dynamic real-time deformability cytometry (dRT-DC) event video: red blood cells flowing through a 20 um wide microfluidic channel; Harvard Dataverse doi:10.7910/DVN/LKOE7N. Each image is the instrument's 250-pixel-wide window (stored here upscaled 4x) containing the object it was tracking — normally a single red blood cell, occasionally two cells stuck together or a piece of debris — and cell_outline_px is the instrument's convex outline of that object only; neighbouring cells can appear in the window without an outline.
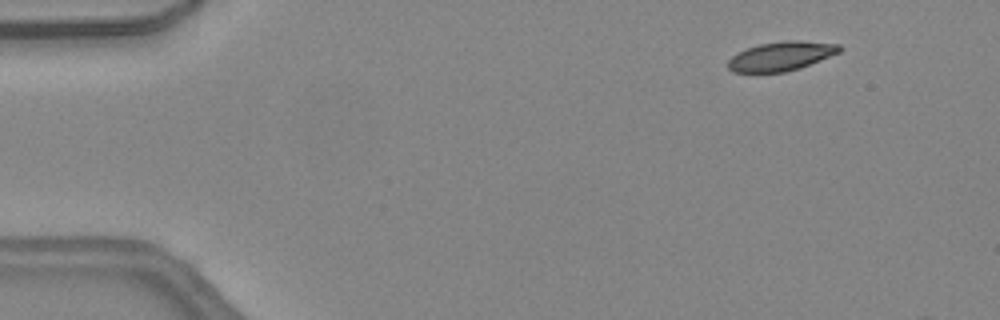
{"species": "common noctule bat (a hibernating species)", "species_latin": "Nyctalus noctula", "temperature_condition": "warm", "stored_images_in_passage": 15, "camera_frame_rate_fps": 3000, "um_per_image_px": 0.085, "animal": {"sex": "female", "body_mass_g": 24.6, "forearm_length_mm": 56.2}, "frame": {"image": 1, "passage_image": 2, "time_ms": 0.333, "image_size_px": [1000, 320], "cell_outline_px": [[844, 48], [840, 52], [800, 68], [784, 72], [732, 72], [728, 68], [728, 60], [736, 52], [760, 44], [788, 40], [800, 40], [840, 44]], "centroid_in_image_um": [66.41, 4.76], "position_along_channel_um": 18.6, "area_um2": 18.96}}
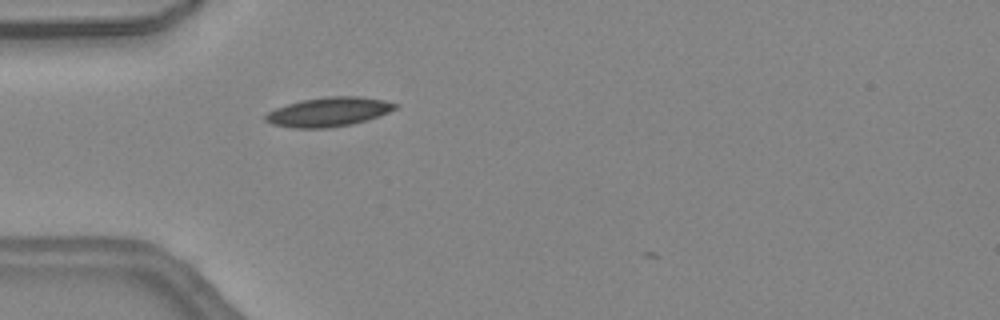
{"frame": {"image": 2, "passage_image": 11, "time_ms": 3.333, "image_size_px": [1000, 320], "cell_outline_px": [[400, 104], [396, 108], [388, 112], [352, 124], [328, 128], [292, 128], [272, 124], [264, 120], [264, 116], [268, 112], [276, 108], [288, 104], [304, 100], [328, 96], [356, 96], [384, 100]], "centroid_in_image_um": [27.91, 9.51], "position_along_channel_um": 57.1, "area_um2": 21.85}}